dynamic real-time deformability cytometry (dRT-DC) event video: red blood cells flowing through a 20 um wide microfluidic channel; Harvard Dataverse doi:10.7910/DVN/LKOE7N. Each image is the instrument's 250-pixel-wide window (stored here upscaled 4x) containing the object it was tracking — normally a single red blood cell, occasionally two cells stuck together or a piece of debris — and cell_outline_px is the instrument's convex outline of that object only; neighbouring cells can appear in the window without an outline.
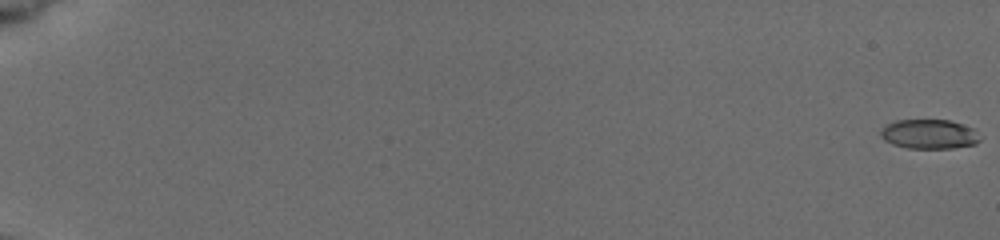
{"species": "common noctule bat (a hibernating species)", "species_latin": "Nyctalus noctula", "temperature_condition": "cold", "stored_images_in_passage": 15, "camera_frame_rate_fps": 3000, "um_per_image_px": 0.085, "animal": {"sex": "female", "body_mass_g": 19.5, "forearm_length_mm": 54.1}, "frame": {"image": 1, "passage_image": 1, "time_ms": 0.0, "image_size_px": [1000, 240], "cell_outline_px": [[980, 140], [976, 144], [952, 148], [908, 148], [892, 144], [884, 140], [880, 136], [880, 132], [888, 124], [896, 120], [948, 120], [976, 128]], "centroid_in_image_um": [79.01, 11.4], "position_along_channel_um": 6.0, "area_um2": 17.05}}
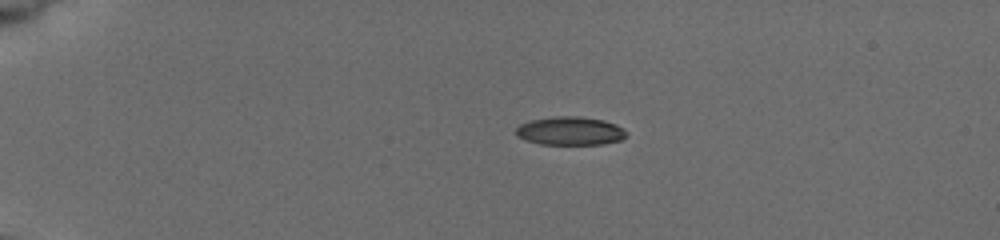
{"frame": {"image": 2, "passage_image": 9, "time_ms": 4.667, "image_size_px": [1000, 240], "cell_outline_px": [[628, 132], [620, 140], [600, 144], [540, 144], [516, 136], [516, 128], [520, 124], [532, 120], [556, 116], [580, 116], [604, 120], [616, 124]], "centroid_in_image_um": [48.46, 11.12], "position_along_channel_um": 36.5, "area_um2": 18.15}}
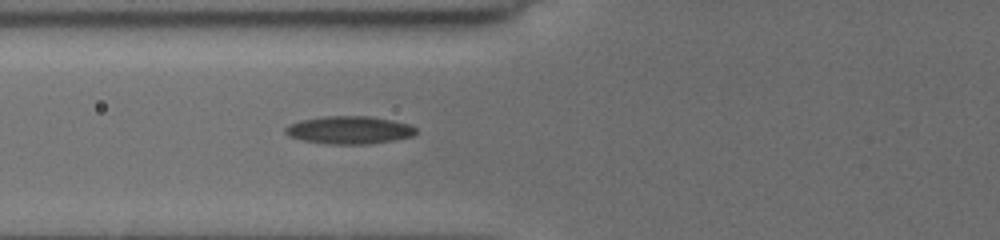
{"frame": {"image": 3, "passage_image": 15, "time_ms": 8.0, "image_size_px": [1000, 240], "cell_outline_px": [[416, 132], [412, 136], [392, 140], [368, 144], [332, 144], [304, 140], [288, 136], [284, 132], [284, 128], [288, 124], [300, 120], [320, 116], [372, 116], [392, 120], [408, 124], [416, 128]], "centroid_in_image_um": [29.65, 11.04], "position_along_channel_um": 96.2, "area_um2": 21.15}}